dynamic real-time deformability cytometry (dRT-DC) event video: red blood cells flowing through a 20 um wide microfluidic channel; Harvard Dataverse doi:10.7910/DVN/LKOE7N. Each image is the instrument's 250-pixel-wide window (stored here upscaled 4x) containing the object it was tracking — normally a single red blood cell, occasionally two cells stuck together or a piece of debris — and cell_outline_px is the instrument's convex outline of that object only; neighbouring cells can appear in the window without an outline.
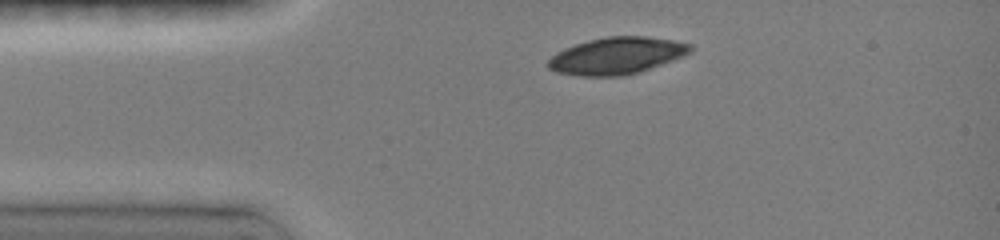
{"species": "common noctule bat (a hibernating species)", "species_latin": "Nyctalus noctula", "temperature_condition": "room temperature", "stored_images_in_passage": 3, "camera_frame_rate_fps": 3000, "um_per_image_px": 0.085, "animal": {"sex": "female", "body_mass_g": 19.0, "forearm_length_mm": 51.5}, "frame": {"image": 1, "passage_image": 1, "time_ms": 0.0, "image_size_px": [1000, 240], "cell_outline_px": [[692, 52], [684, 56], [640, 72], [624, 76], [580, 76], [556, 72], [548, 68], [548, 60], [556, 52], [564, 48], [588, 40], [608, 36], [644, 36], [672, 40], [692, 44]], "centroid_in_image_um": [52.43, 4.74], "position_along_channel_um": 32.6, "area_um2": 30.69}}